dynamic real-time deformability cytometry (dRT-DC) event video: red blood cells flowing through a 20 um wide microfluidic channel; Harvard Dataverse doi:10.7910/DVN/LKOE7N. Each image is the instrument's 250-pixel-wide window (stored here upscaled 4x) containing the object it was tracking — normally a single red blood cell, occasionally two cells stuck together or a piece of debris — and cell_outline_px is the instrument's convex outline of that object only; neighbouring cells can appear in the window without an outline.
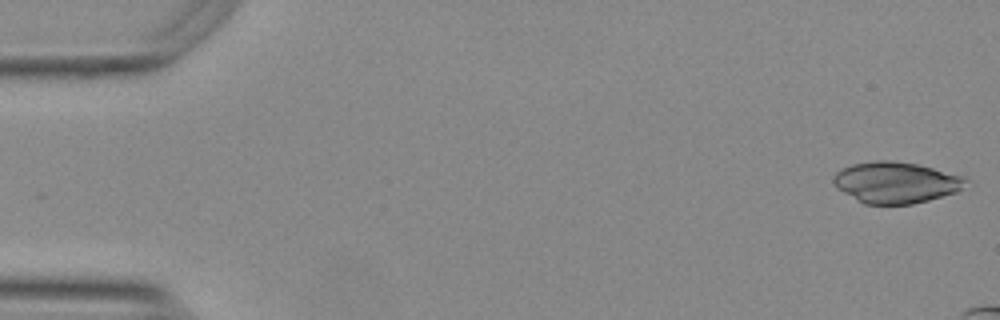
{"species": "Egyptian fruit bat (a non-hibernating species)", "species_latin": "Rousettus aegyptiacus", "temperature_condition": "warm", "stored_images_in_passage": 11, "camera_frame_rate_fps": 3000, "um_per_image_px": 0.085, "animal": {"sex": "female"}, "frame": {"image": 1, "passage_image": 1, "time_ms": 0.0, "image_size_px": [1000, 320], "cell_outline_px": [[968, 180], [956, 192], [928, 200], [912, 204], [864, 204], [836, 188], [832, 180], [832, 176], [840, 168], [852, 164], [876, 160], [892, 160], [916, 164], [964, 176]], "centroid_in_image_um": [76.09, 15.5], "position_along_channel_um": 8.9, "area_um2": 31.73}}